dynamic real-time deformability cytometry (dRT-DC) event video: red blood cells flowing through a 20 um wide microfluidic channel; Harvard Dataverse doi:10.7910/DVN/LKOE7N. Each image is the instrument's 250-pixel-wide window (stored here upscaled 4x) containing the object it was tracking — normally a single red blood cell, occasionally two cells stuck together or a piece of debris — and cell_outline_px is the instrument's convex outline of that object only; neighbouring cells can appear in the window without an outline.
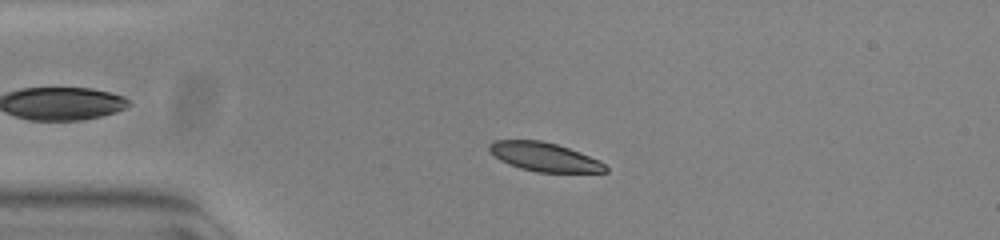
{"species": "common noctule bat (a hibernating species)", "species_latin": "Nyctalus noctula", "temperature_condition": "warm", "stored_images_in_passage": 50, "camera_frame_rate_fps": 3000, "um_per_image_px": 0.085, "animal": {"sex": "female", "body_mass_g": 23.0, "forearm_length_mm": 53.4}, "frame": {"image": 1, "passage_image": 8, "time_ms": 2.333, "image_size_px": [1000, 240], "cell_outline_px": [[608, 172], [536, 172], [520, 168], [508, 164], [500, 160], [488, 152], [488, 144], [496, 140], [540, 140], [556, 144], [568, 148], [600, 160], [608, 168]], "centroid_in_image_um": [46.24, 13.34], "position_along_channel_um": 38.8, "area_um2": 19.54}}
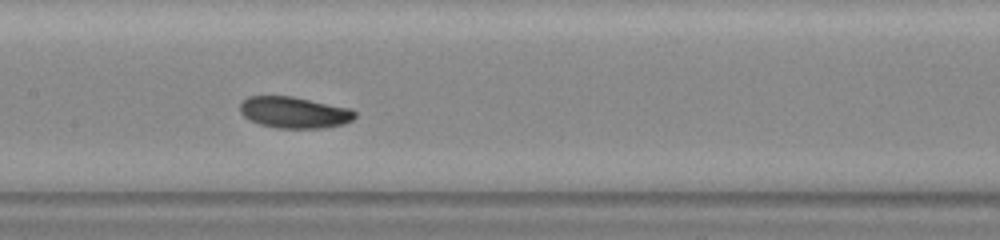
{"frame": {"image": 2, "passage_image": 22, "time_ms": 7.0, "image_size_px": [1000, 240], "cell_outline_px": [[356, 116], [352, 120], [344, 124], [324, 128], [276, 128], [260, 124], [248, 120], [240, 112], [240, 104], [248, 96], [292, 96], [352, 108], [356, 112]], "centroid_in_image_um": [25.03, 9.56], "position_along_channel_um": 182.4, "area_um2": 21.21}}
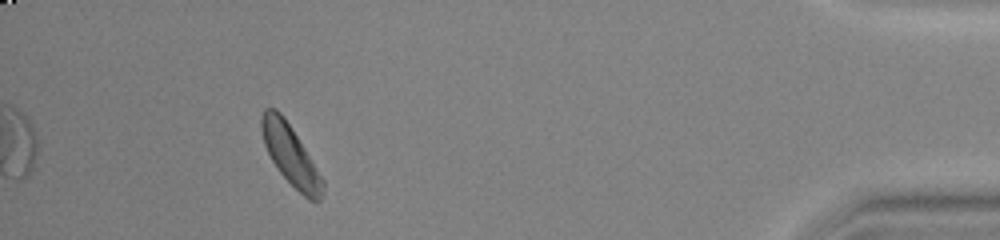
{"frame": {"image": 3, "passage_image": 45, "time_ms": 14.667, "image_size_px": [1000, 240], "cell_outline_px": [[324, 196], [320, 200], [308, 200], [276, 168], [264, 144], [260, 128], [260, 116], [264, 108], [276, 108], [284, 116], [312, 160], [324, 180]], "centroid_in_image_um": [24.69, 13.16], "position_along_channel_um": 410.5, "area_um2": 21.33}, "authors_computed_cell_mechanics": {"area_um2": 20.9525, "velocity_mm_per_s": 3.7735, "shape_relaxation_time_tau1_ms": 1.9171, "shape_relaxation_time_tau2_ms": null, "deformation_change_tau1": 0.0746, "deformation_change_tau2": null}}